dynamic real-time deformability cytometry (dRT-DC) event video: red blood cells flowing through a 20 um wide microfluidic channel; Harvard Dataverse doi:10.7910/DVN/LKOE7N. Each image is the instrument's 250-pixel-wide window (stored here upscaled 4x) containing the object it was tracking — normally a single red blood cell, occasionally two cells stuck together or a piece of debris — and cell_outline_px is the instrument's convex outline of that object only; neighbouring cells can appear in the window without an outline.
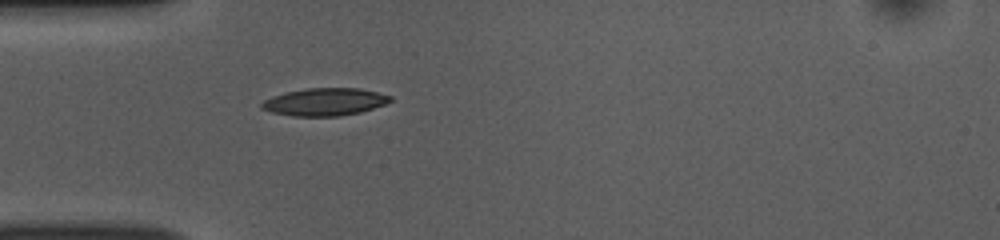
{"species": "common noctule bat (a hibernating species)", "species_latin": "Nyctalus noctula", "temperature_condition": "room temperature", "stored_images_in_passage": 37, "camera_frame_rate_fps": 3000, "um_per_image_px": 0.085, "animal": {"sex": "female", "body_mass_g": 10.0, "forearm_length_mm": 53.1}, "frame": {"image": 1, "passage_image": 1, "time_ms": 0.0, "image_size_px": [1000, 240], "cell_outline_px": [[392, 100], [384, 104], [360, 112], [340, 116], [292, 116], [272, 112], [260, 108], [260, 104], [264, 100], [272, 96], [284, 92], [308, 88], [360, 88], [392, 96]], "centroid_in_image_um": [27.57, 8.66], "position_along_channel_um": 57.4, "area_um2": 20.63}}
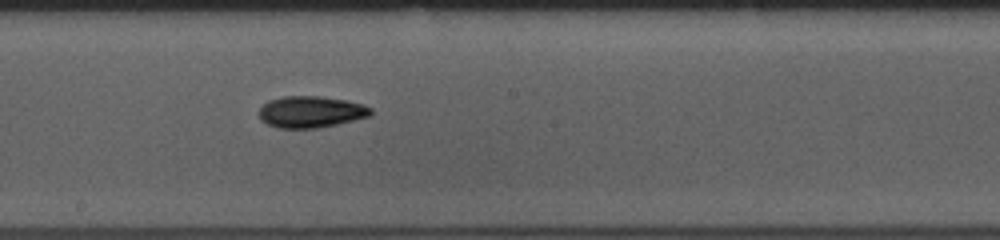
{"frame": {"image": 2, "passage_image": 14, "time_ms": 4.333, "image_size_px": [1000, 240], "cell_outline_px": [[372, 112], [368, 116], [336, 124], [316, 128], [276, 128], [260, 120], [260, 108], [268, 100], [284, 96], [320, 96], [344, 100], [364, 104], [372, 108]], "centroid_in_image_um": [26.4, 9.5], "position_along_channel_um": 221.8, "area_um2": 20.4}}
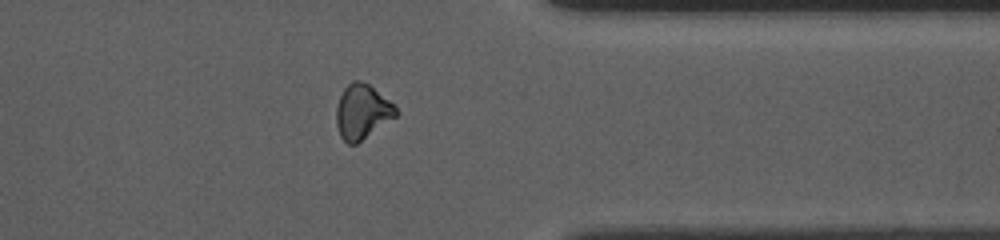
{"frame": {"image": 3, "passage_image": 27, "time_ms": 8.667, "image_size_px": [1000, 240], "cell_outline_px": [[400, 112], [396, 116], [356, 144], [348, 144], [340, 136], [336, 124], [336, 108], [340, 96], [344, 88], [352, 80], [360, 80], [368, 84], [388, 100]], "centroid_in_image_um": [30.76, 9.5], "position_along_channel_um": 380.6, "area_um2": 18.73}, "authors_computed_cell_mechanics": {"area_um2": 19.7676, "velocity_mm_per_s": 3.8643, "shape_relaxation_time_tau1_ms": 2.8666, "shape_relaxation_time_tau2_ms": 9.1998, "deformation_change_tau1": 0.1268, "deformation_change_tau2": 0.1716}}